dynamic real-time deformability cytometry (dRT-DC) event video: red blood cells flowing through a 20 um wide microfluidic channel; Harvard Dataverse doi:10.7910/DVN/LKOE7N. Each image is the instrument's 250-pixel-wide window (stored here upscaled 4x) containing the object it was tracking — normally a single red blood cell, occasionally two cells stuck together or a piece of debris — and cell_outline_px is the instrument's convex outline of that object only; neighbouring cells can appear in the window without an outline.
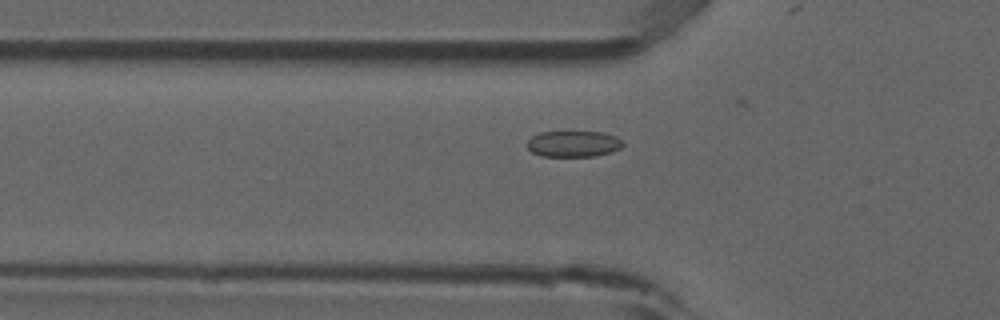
{"species": "common noctule bat (a hibernating species)", "species_latin": "Nyctalus noctula", "temperature_condition": "room temperature", "stored_images_in_passage": 39, "camera_frame_rate_fps": 3000, "um_per_image_px": 0.085, "animal": {"sex": "male", "forearm_length_mm": 52.5}, "frame": {"image": 1, "passage_image": 4, "time_ms": 1.0, "image_size_px": [1000, 320], "cell_outline_px": [[624, 144], [620, 148], [612, 152], [596, 156], [540, 156], [532, 152], [524, 144], [532, 136], [540, 132], [604, 132], [616, 136]], "centroid_in_image_um": [48.72, 12.23], "position_along_channel_um": 77.1, "area_um2": 14.68}}
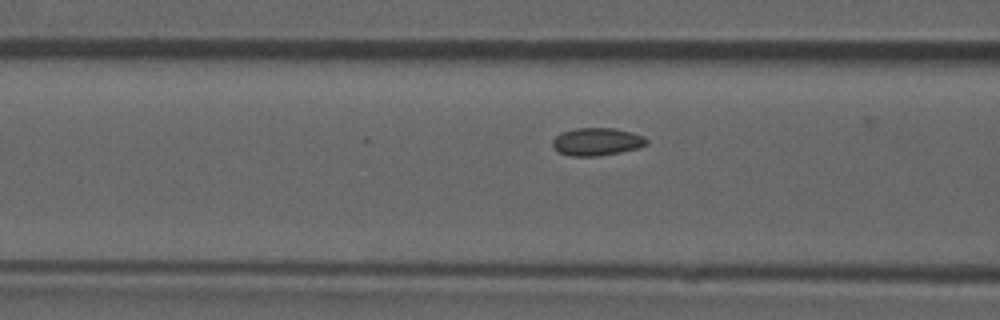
{"frame": {"image": 2, "passage_image": 7, "time_ms": 2.0, "image_size_px": [1000, 320], "cell_outline_px": [[648, 144], [636, 148], [620, 152], [596, 156], [572, 156], [560, 152], [552, 144], [552, 140], [556, 136], [564, 132], [576, 128], [612, 128], [632, 132], [644, 136], [648, 140]], "centroid_in_image_um": [50.76, 12.04], "position_along_channel_um": 115.8, "area_um2": 14.97}}
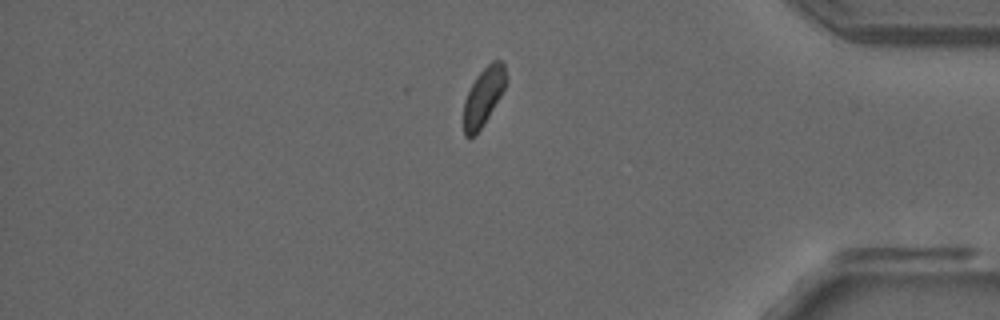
{"frame": {"image": 3, "passage_image": 31, "time_ms": 10.0, "image_size_px": [1000, 320], "cell_outline_px": [[504, 88], [500, 96], [488, 116], [480, 128], [472, 136], [464, 136], [464, 100], [476, 76], [492, 60], [500, 60], [504, 64]], "centroid_in_image_um": [41.06, 8.19], "position_along_channel_um": 394.1, "area_um2": 13.64}}